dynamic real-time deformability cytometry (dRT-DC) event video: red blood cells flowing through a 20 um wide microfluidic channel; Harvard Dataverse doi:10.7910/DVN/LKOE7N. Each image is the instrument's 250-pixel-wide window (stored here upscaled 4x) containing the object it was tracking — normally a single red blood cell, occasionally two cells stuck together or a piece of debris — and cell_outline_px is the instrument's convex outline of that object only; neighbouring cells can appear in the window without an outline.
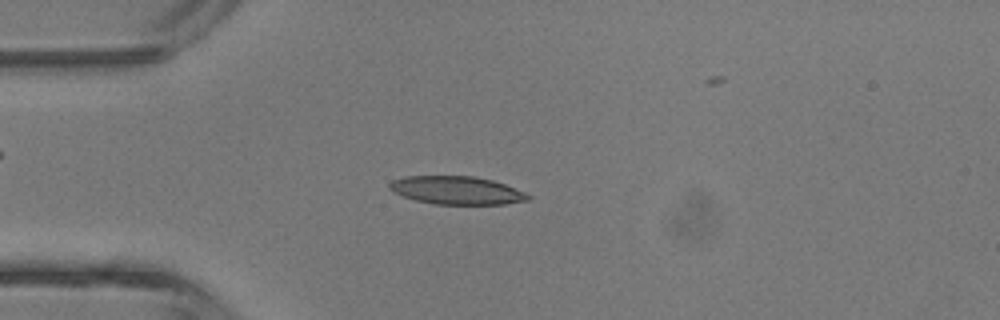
{"species": "common noctule bat (a hibernating species)", "species_latin": "Nyctalus noctula", "temperature_condition": "room temperature", "stored_images_in_passage": 2, "camera_frame_rate_fps": 3000, "um_per_image_px": 0.085, "animal": {"sex": "male", "body_mass_g": 13.3}, "frame": {"image": 1, "passage_image": 2, "time_ms": 1.0, "image_size_px": [1000, 320], "cell_outline_px": [[532, 196], [528, 200], [504, 204], [432, 204], [416, 200], [392, 192], [388, 188], [388, 184], [392, 180], [404, 176], [472, 176], [492, 180], [504, 184], [524, 192]], "centroid_in_image_um": [38.78, 16.17], "position_along_channel_um": 46.2, "area_um2": 22.66}}